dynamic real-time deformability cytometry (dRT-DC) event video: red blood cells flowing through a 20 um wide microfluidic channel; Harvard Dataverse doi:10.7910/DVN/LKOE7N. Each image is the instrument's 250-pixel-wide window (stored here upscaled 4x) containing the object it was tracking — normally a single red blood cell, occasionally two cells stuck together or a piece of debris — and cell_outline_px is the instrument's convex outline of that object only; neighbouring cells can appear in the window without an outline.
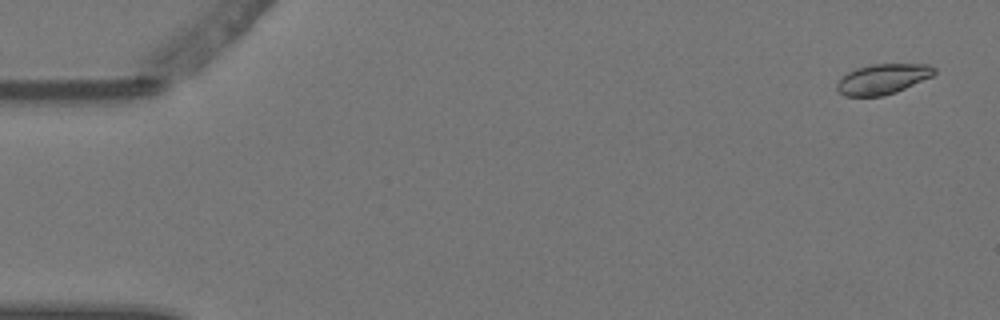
{"species": "Egyptian fruit bat (a non-hibernating species)", "species_latin": "Rousettus aegyptiacus", "temperature_condition": "warm", "stored_images_in_passage": 3, "camera_frame_rate_fps": 3000, "um_per_image_px": 0.085, "animal": {"sex": "female"}, "frame": {"image": 1, "passage_image": 1, "time_ms": 0.0, "image_size_px": [1000, 320], "cell_outline_px": [[936, 72], [932, 76], [896, 92], [884, 96], [844, 96], [836, 88], [836, 84], [848, 72], [856, 68], [872, 64], [928, 64], [936, 68]], "centroid_in_image_um": [75.04, 6.71], "position_along_channel_um": 10.0, "area_um2": 17.05}}